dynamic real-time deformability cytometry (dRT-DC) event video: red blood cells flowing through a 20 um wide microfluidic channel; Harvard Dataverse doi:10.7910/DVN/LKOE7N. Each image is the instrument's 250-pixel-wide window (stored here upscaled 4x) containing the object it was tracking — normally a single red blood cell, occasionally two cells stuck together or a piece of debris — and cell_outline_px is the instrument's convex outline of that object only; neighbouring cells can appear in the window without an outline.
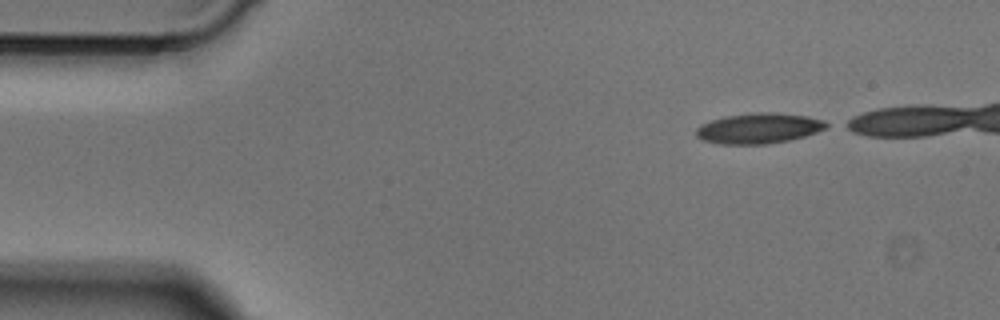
{"species": "Egyptian fruit bat (a non-hibernating species)", "species_latin": "Rousettus aegyptiacus", "temperature_condition": "cold", "stored_images_in_passage": 13, "camera_frame_rate_fps": 3000, "um_per_image_px": 0.085, "animal": {"sex": "male"}, "frame": {"image": 1, "passage_image": 1, "time_ms": 0.0, "image_size_px": [1000, 320], "cell_outline_px": [[832, 124], [828, 128], [804, 136], [788, 140], [768, 144], [720, 144], [704, 140], [696, 136], [696, 128], [700, 124], [724, 116], [760, 112], [772, 112], [808, 116], [824, 120]], "centroid_in_image_um": [64.53, 10.9], "position_along_channel_um": 20.5, "area_um2": 23.18}}
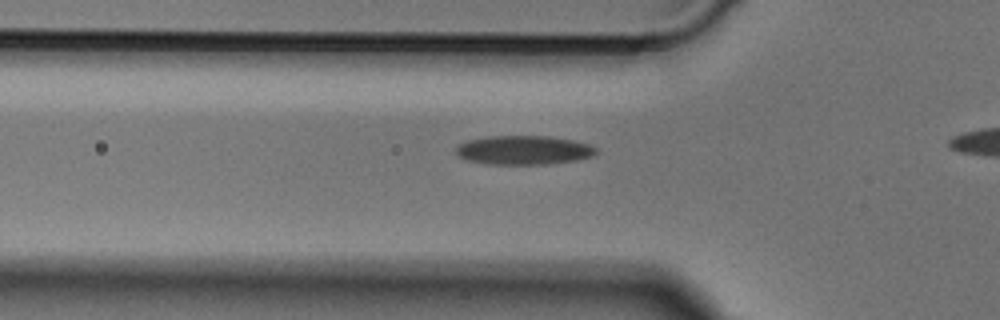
{"frame": {"image": 2, "passage_image": 11, "time_ms": 3.333, "image_size_px": [1000, 320], "cell_outline_px": [[596, 156], [576, 160], [548, 164], [488, 164], [468, 160], [460, 156], [456, 152], [456, 148], [460, 144], [468, 140], [488, 136], [548, 136], [572, 140], [588, 144], [596, 148]], "centroid_in_image_um": [44.54, 12.76], "position_along_channel_um": 81.3, "area_um2": 23.58}}